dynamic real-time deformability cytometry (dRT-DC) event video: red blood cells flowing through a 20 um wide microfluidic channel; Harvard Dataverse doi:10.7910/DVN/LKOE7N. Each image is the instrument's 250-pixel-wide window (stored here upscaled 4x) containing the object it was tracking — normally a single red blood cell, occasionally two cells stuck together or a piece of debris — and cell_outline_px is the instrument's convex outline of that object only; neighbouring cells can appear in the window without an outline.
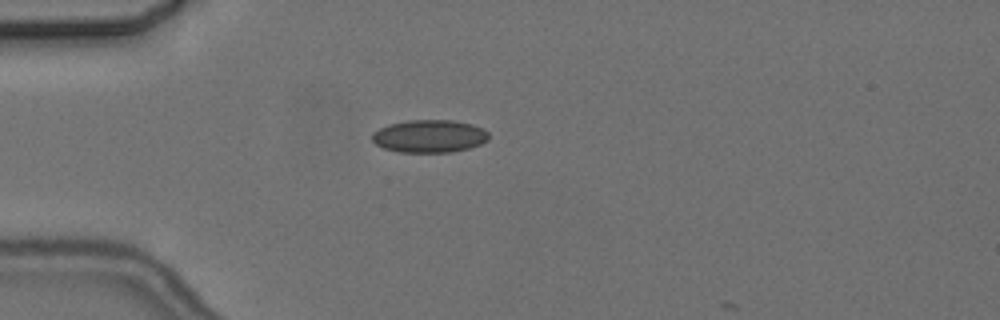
{"species": "common noctule bat (a hibernating species)", "species_latin": "Nyctalus noctula", "temperature_condition": "cold", "stored_images_in_passage": 2, "camera_frame_rate_fps": 3000, "um_per_image_px": 0.085, "animal": {"sex": "female", "body_mass_g": 24.6, "forearm_length_mm": 56.2}, "frame": {"image": 1, "passage_image": 1, "time_ms": 0.0, "image_size_px": [1000, 320], "cell_outline_px": [[488, 140], [480, 144], [468, 148], [452, 152], [400, 152], [384, 148], [376, 144], [372, 140], [372, 132], [388, 124], [408, 120], [452, 120], [472, 124], [484, 128], [488, 132]], "centroid_in_image_um": [36.5, 11.57], "position_along_channel_um": 48.5, "area_um2": 22.31}}